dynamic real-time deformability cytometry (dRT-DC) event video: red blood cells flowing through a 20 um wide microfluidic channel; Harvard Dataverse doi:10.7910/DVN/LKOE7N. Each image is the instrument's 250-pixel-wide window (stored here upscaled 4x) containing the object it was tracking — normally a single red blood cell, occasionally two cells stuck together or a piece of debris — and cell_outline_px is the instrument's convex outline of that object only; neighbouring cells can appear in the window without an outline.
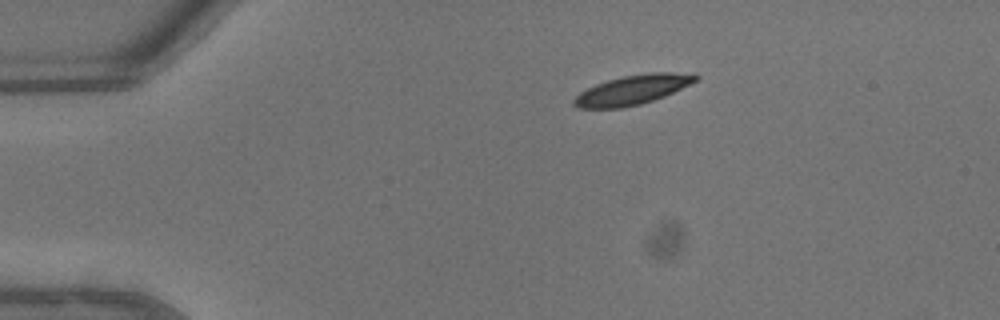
{"species": "common noctule bat (a hibernating species)", "species_latin": "Nyctalus noctula", "temperature_condition": "warm", "stored_images_in_passage": 37, "camera_frame_rate_fps": 3000, "um_per_image_px": 0.085, "animal": {"sex": "male", "body_mass_g": 13.3}, "frame": {"image": 1, "passage_image": 1, "time_ms": 0.0, "image_size_px": [1000, 320], "cell_outline_px": [[700, 80], [664, 96], [640, 104], [620, 108], [580, 108], [572, 104], [572, 100], [580, 92], [596, 84], [608, 80], [624, 76], [648, 72], [696, 72], [700, 76]], "centroid_in_image_um": [53.85, 7.61], "position_along_channel_um": 31.2, "area_um2": 21.1}}
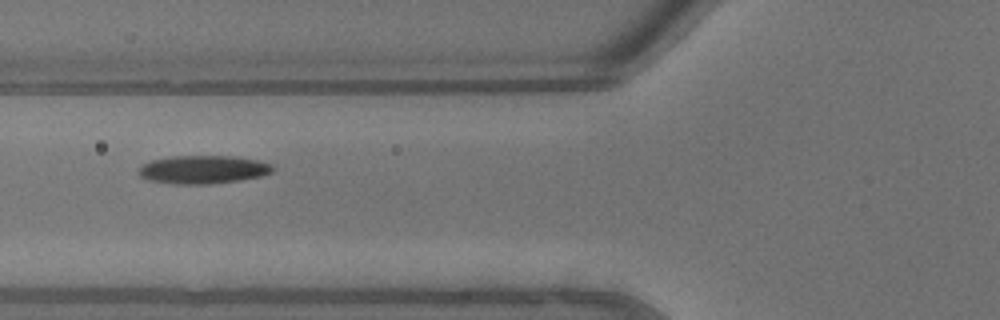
{"frame": {"image": 2, "passage_image": 10, "time_ms": 3.0, "image_size_px": [1000, 320], "cell_outline_px": [[276, 168], [272, 172], [264, 176], [240, 180], [208, 184], [176, 184], [148, 180], [140, 176], [136, 172], [136, 168], [152, 160], [172, 156], [236, 156], [260, 160], [272, 164]], "centroid_in_image_um": [17.29, 14.41], "position_along_channel_um": 108.5, "area_um2": 22.43}}
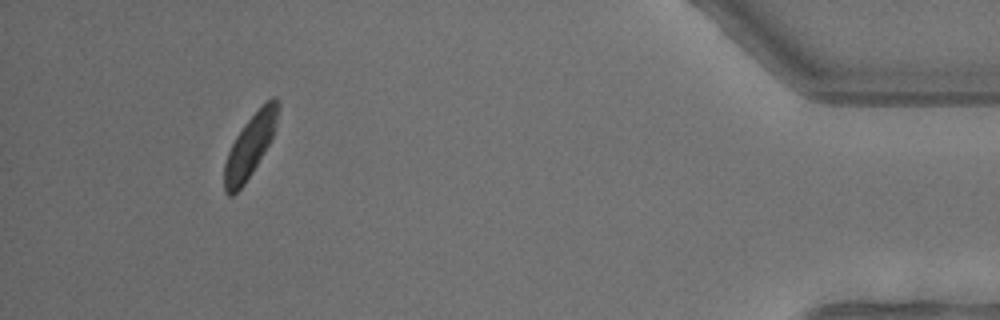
{"frame": {"image": 3, "passage_image": 34, "time_ms": 11.0, "image_size_px": [1000, 320], "cell_outline_px": [[280, 104], [276, 128], [264, 152], [252, 172], [244, 184], [232, 196], [228, 196], [224, 192], [224, 164], [228, 152], [236, 136], [244, 124], [272, 96], [280, 100]], "centroid_in_image_um": [21.25, 12.4], "position_along_channel_um": 413.9, "area_um2": 19.25}, "authors_computed_cell_mechanics": {"area_um2": 21.4438, "velocity_mm_per_s": 4.6142, "shape_relaxation_time_tau1_ms": 1.6716, "shape_relaxation_time_tau2_ms": null, "deformation_change_tau1": 0.1169, "deformation_change_tau2": null}}